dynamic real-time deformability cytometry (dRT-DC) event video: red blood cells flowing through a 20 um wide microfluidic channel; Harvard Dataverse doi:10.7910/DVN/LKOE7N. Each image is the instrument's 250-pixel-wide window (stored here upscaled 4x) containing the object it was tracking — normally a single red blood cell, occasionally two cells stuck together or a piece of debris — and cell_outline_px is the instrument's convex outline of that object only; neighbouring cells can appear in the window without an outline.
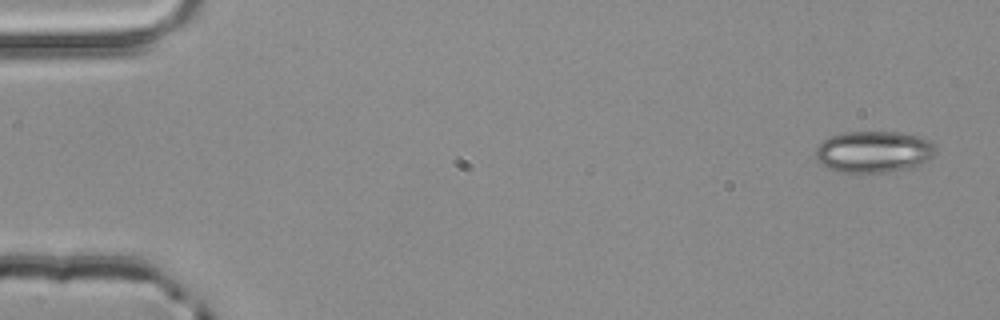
{"species": "common noctule bat (a hibernating species)", "species_latin": "Nyctalus noctula", "temperature_condition": "room temperature", "stored_images_in_passage": 3, "camera_frame_rate_fps": 3000, "um_per_image_px": 0.085, "animal": {"sex": "male", "body_mass_g": 20.4}, "frame": {"image": 1, "passage_image": 1, "time_ms": 0.0, "image_size_px": [1000, 320], "cell_outline_px": [[936, 152], [932, 156], [920, 164], [912, 168], [884, 172], [836, 172], [820, 164], [816, 160], [816, 148], [824, 140], [832, 136], [844, 132], [896, 132], [916, 136], [928, 140], [936, 148]], "centroid_in_image_um": [74.23, 12.91], "position_along_channel_um": 10.8, "area_um2": 28.9}}